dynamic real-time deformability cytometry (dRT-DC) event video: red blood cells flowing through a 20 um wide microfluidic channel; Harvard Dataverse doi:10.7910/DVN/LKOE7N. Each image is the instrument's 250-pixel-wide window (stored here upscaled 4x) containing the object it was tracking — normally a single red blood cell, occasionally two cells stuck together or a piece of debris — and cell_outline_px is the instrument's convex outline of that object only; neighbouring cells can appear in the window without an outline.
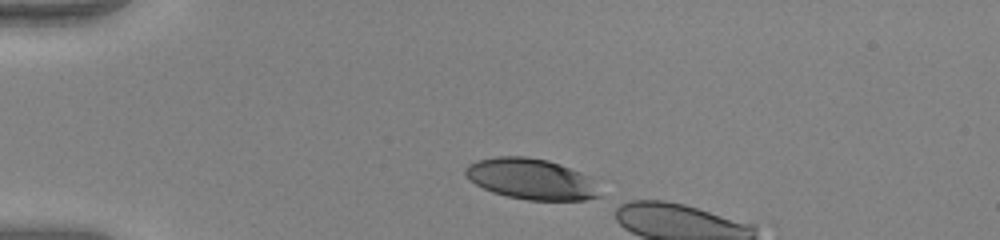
{"species": "human", "species_latin": "Homo sapiens", "temperature_condition": "warm", "stored_images_in_passage": 5, "camera_frame_rate_fps": 3000, "um_per_image_px": 0.085, "donor": {"sex": "female"}, "frame": {"image": 1, "passage_image": 1, "time_ms": 0.0, "image_size_px": [1000, 240], "cell_outline_px": [[600, 196], [584, 200], [528, 200], [508, 196], [492, 192], [468, 180], [464, 172], [464, 168], [468, 164], [476, 160], [496, 156], [528, 156], [548, 160], [560, 164], [580, 172], [588, 176]], "centroid_in_image_um": [45.07, 15.2], "position_along_channel_um": 39.9, "area_um2": 31.79}}